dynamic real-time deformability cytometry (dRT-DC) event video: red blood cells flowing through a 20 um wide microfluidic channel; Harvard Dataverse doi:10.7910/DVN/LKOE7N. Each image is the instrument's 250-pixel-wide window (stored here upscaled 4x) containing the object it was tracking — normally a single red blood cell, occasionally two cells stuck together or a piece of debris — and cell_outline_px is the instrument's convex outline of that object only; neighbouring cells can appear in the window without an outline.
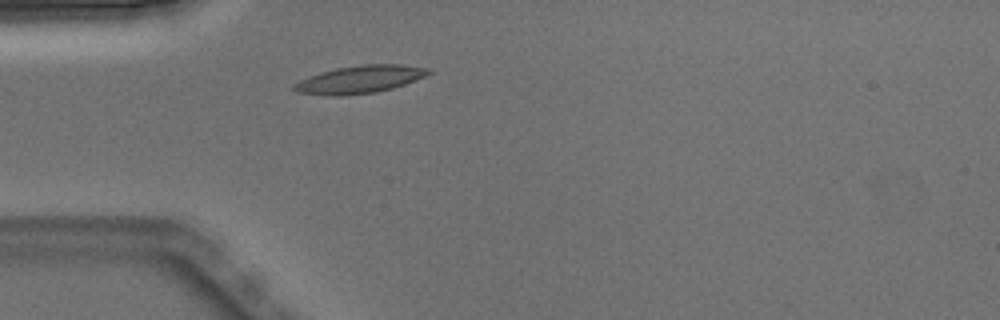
{"species": "Egyptian fruit bat (a non-hibernating species)", "species_latin": "Rousettus aegyptiacus", "temperature_condition": "warm", "stored_images_in_passage": 2, "camera_frame_rate_fps": 3000, "um_per_image_px": 0.085, "animal": {"sex": "male"}, "frame": {"image": 1, "passage_image": 2, "time_ms": 0.333, "image_size_px": [1000, 320], "cell_outline_px": [[432, 72], [424, 76], [404, 84], [392, 88], [376, 92], [340, 96], [328, 96], [296, 92], [292, 88], [292, 84], [308, 76], [320, 72], [336, 68], [364, 64], [400, 64], [428, 68]], "centroid_in_image_um": [30.52, 6.75], "position_along_channel_um": 54.5, "area_um2": 21.68}}